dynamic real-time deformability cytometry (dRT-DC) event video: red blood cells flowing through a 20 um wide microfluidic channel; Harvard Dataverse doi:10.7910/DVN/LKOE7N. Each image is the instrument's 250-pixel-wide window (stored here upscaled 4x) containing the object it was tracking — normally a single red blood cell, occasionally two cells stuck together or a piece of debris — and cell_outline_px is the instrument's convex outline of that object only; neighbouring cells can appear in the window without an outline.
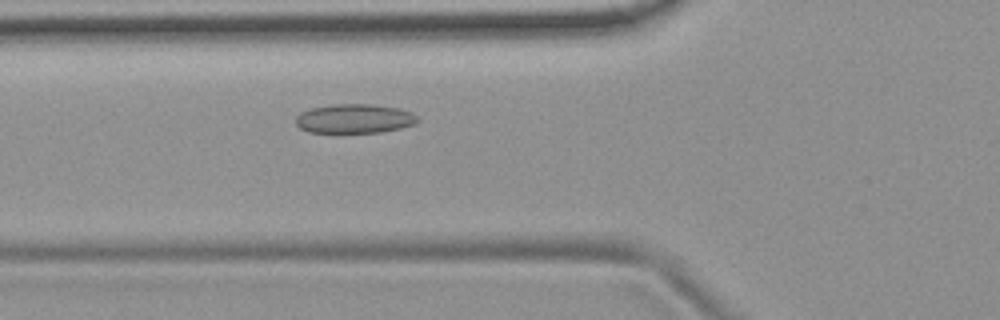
{"species": "common noctule bat (a hibernating species)", "species_latin": "Nyctalus noctula", "temperature_condition": "room temperature", "stored_images_in_passage": 48, "camera_frame_rate_fps": 3000, "um_per_image_px": 0.085, "animal": {"sex": "female", "body_mass_g": 19.9}, "frame": {"image": 1, "passage_image": 14, "time_ms": 4.333, "image_size_px": [1000, 320], "cell_outline_px": [[420, 120], [416, 124], [400, 128], [380, 132], [308, 132], [300, 128], [296, 124], [296, 116], [300, 112], [312, 108], [332, 104], [368, 104], [400, 108], [412, 112]], "centroid_in_image_um": [30.14, 10.08], "position_along_channel_um": 95.7, "area_um2": 20.75}}
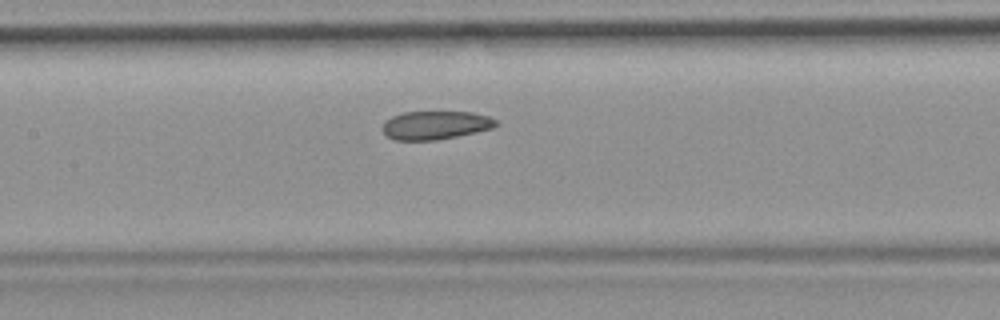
{"frame": {"image": 2, "passage_image": 20, "time_ms": 6.333, "image_size_px": [1000, 320], "cell_outline_px": [[496, 124], [492, 128], [456, 136], [436, 140], [396, 140], [388, 136], [384, 132], [384, 120], [392, 116], [404, 112], [472, 112], [488, 116], [496, 120]], "centroid_in_image_um": [36.99, 10.63], "position_along_channel_um": 170.4, "area_um2": 18.5}}
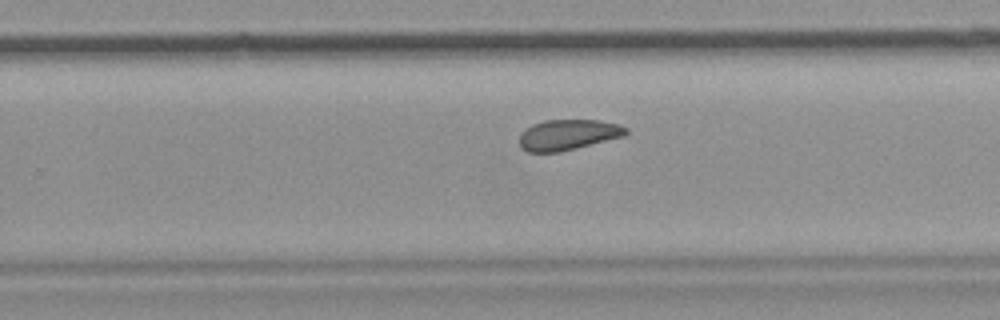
{"frame": {"image": 3, "passage_image": 29, "time_ms": 9.333, "image_size_px": [1000, 320], "cell_outline_px": [[628, 132], [624, 136], [560, 152], [528, 152], [520, 148], [520, 136], [532, 124], [544, 120], [600, 120], [620, 124], [628, 128]], "centroid_in_image_um": [48.31, 11.45], "position_along_channel_um": 281.5, "area_um2": 18.96}, "authors_computed_cell_mechanics": {"area_um2": 20.3456, "velocity_mm_per_s": 3.7191, "shape_relaxation_time_tau1_ms": 10.3338, "shape_relaxation_time_tau2_ms": 2.5831, "deformation_change_tau1": 0.1205, "deformation_change_tau2": 0.078}}